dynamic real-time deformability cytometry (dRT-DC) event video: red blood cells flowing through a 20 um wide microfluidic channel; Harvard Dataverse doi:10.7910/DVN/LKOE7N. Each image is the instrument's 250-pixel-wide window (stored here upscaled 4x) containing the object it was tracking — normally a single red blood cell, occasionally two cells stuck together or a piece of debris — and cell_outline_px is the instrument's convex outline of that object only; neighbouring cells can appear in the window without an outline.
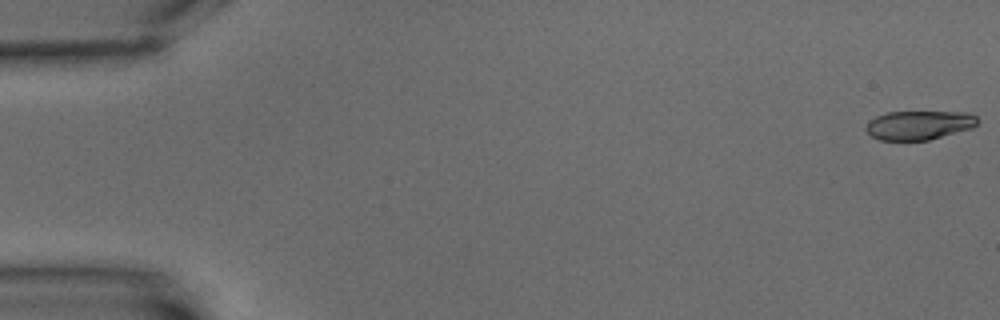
{"species": "common noctule bat (a hibernating species)", "species_latin": "Nyctalus noctula", "temperature_condition": "warm", "stored_images_in_passage": 6, "camera_frame_rate_fps": 3000, "um_per_image_px": 0.085, "animal": {"sex": "male", "body_mass_g": 15.6}, "frame": {"image": 1, "passage_image": 1, "time_ms": 0.0, "image_size_px": [1000, 320], "cell_outline_px": [[980, 120], [972, 128], [928, 140], [880, 140], [872, 136], [864, 128], [868, 120], [876, 116], [888, 112], [968, 112], [976, 116]], "centroid_in_image_um": [78.11, 10.63], "position_along_channel_um": 6.9, "area_um2": 18.9}}
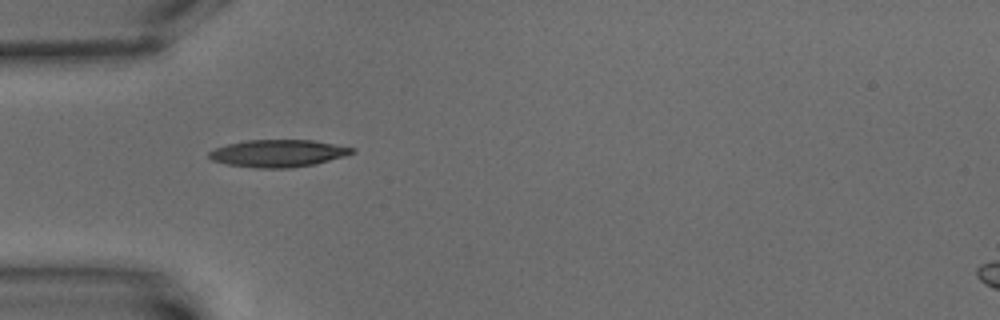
{"frame": {"image": 2, "passage_image": 5, "time_ms": 6.333, "image_size_px": [1000, 320], "cell_outline_px": [[356, 152], [344, 156], [316, 164], [292, 168], [256, 168], [228, 164], [212, 160], [208, 156], [208, 152], [216, 148], [228, 144], [248, 140], [312, 140], [356, 148]], "centroid_in_image_um": [23.67, 13.03], "position_along_channel_um": 61.3, "area_um2": 22.72}}
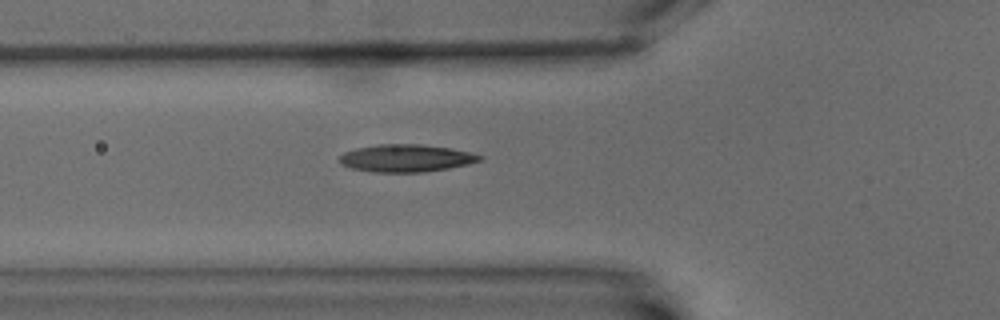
{"frame": {"image": 3, "passage_image": 6, "time_ms": 7.333, "image_size_px": [1000, 320], "cell_outline_px": [[484, 156], [480, 160], [468, 164], [448, 168], [424, 172], [372, 172], [352, 168], [340, 164], [340, 156], [344, 152], [356, 148], [380, 144], [420, 144], [452, 148]], "centroid_in_image_um": [34.51, 13.44], "position_along_channel_um": 91.3, "area_um2": 22.37}}